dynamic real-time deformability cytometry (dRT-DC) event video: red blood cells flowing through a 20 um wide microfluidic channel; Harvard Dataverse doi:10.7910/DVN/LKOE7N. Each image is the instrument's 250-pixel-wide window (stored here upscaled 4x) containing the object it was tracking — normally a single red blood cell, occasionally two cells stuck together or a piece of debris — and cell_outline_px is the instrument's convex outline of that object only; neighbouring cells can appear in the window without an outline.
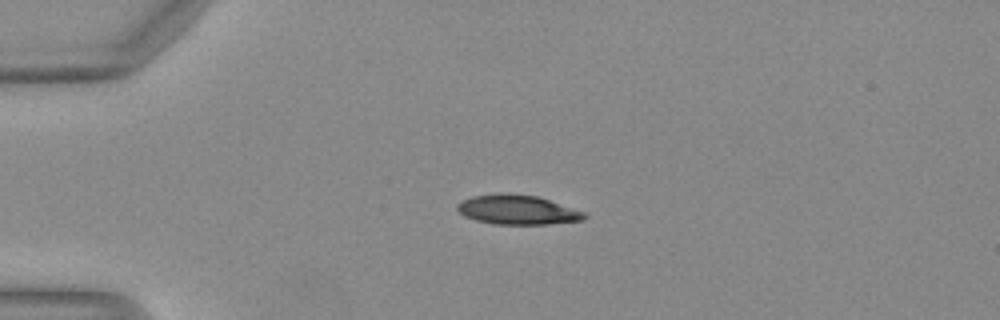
{"species": "Egyptian fruit bat (a non-hibernating species)", "species_latin": "Rousettus aegyptiacus", "temperature_condition": "warm", "stored_images_in_passage": 35, "camera_frame_rate_fps": 3000, "um_per_image_px": 0.085, "animal": {"sex": "female"}, "frame": {"image": 1, "passage_image": 1, "time_ms": 0.0, "image_size_px": [1000, 320], "cell_outline_px": [[588, 216], [584, 220], [548, 224], [492, 224], [476, 220], [464, 216], [456, 208], [456, 204], [472, 196], [500, 192], [508, 192], [536, 196], [584, 212]], "centroid_in_image_um": [43.95, 17.82], "position_along_channel_um": 41.1, "area_um2": 21.85}}
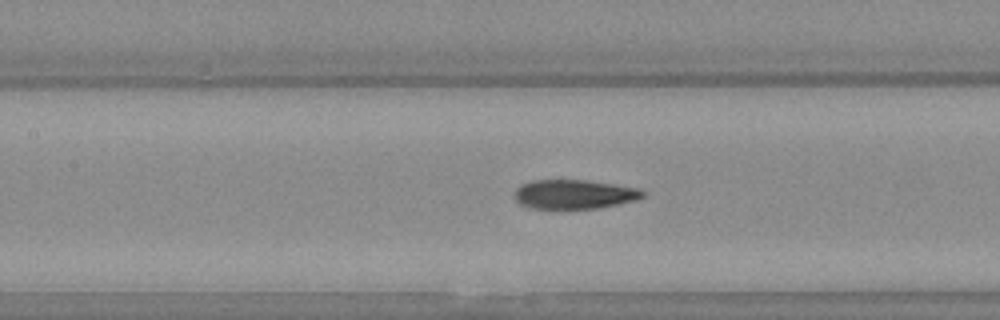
{"frame": {"image": 2, "passage_image": 12, "time_ms": 3.667, "image_size_px": [1000, 320], "cell_outline_px": [[648, 192], [644, 196], [632, 200], [616, 204], [596, 208], [528, 208], [520, 204], [516, 200], [516, 188], [520, 184], [532, 180], [584, 180], [640, 188]], "centroid_in_image_um": [48.79, 16.5], "position_along_channel_um": 158.6, "area_um2": 21.62}}
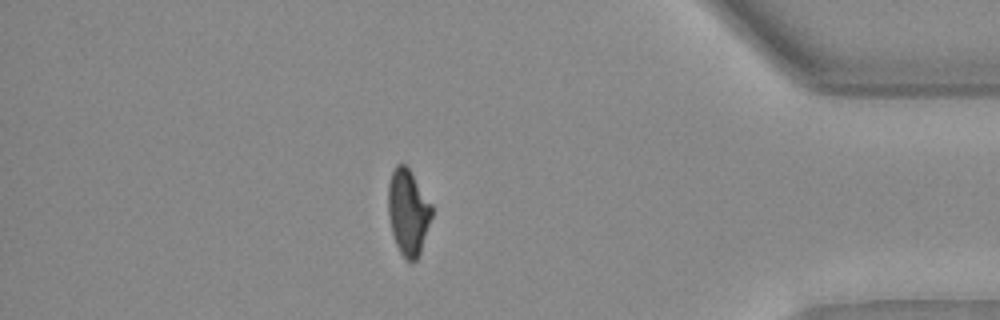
{"frame": {"image": 3, "passage_image": 32, "time_ms": 10.333, "image_size_px": [1000, 320], "cell_outline_px": [[432, 216], [420, 252], [416, 260], [408, 260], [400, 252], [396, 244], [392, 232], [388, 216], [388, 184], [392, 172], [396, 164], [404, 164], [408, 168], [432, 204]], "centroid_in_image_um": [34.68, 18.01], "position_along_channel_um": 400.5, "area_um2": 21.5}, "authors_computed_cell_mechanics": {"area_um2": 22.7154, "velocity_mm_per_s": 4.1342, "shape_relaxation_time_tau1_ms": 5.9355, "shape_relaxation_time_tau2_ms": 1.5282, "deformation_change_tau1": 0.2326, "deformation_change_tau2": 0.08}}